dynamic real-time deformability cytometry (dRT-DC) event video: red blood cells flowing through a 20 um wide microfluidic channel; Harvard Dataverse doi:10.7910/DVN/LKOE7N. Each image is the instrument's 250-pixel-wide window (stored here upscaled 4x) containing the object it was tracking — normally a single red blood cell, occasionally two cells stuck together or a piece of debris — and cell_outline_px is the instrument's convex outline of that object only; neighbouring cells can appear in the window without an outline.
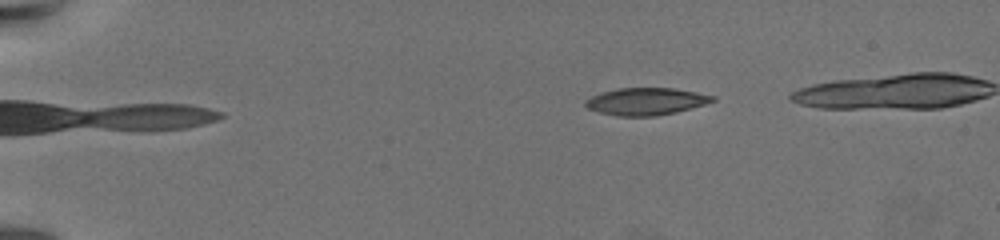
{"species": "common noctule bat (a hibernating species)", "species_latin": "Nyctalus noctula", "temperature_condition": "warm", "stored_images_in_passage": 50, "camera_frame_rate_fps": 3000, "um_per_image_px": 0.085, "animal": {"sex": "female", "body_mass_g": 19.5, "forearm_length_mm": 54.1}, "frame": {"image": 1, "passage_image": 1, "time_ms": 0.0, "image_size_px": [1000, 240], "cell_outline_px": [[716, 100], [704, 104], [672, 112], [652, 116], [620, 116], [600, 112], [588, 108], [584, 104], [584, 100], [592, 96], [616, 88], [672, 88], [696, 92], [716, 96]], "centroid_in_image_um": [54.89, 8.61], "position_along_channel_um": 30.1, "area_um2": 19.77}}
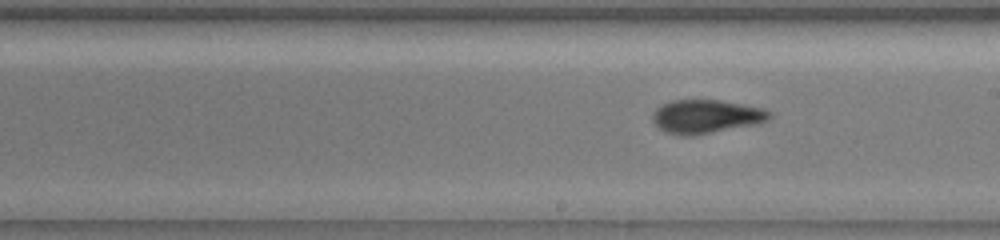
{"frame": {"image": 2, "passage_image": 28, "time_ms": 9.0, "image_size_px": [1000, 240], "cell_outline_px": [[772, 116], [768, 120], [692, 136], [680, 136], [664, 132], [652, 120], [652, 116], [656, 108], [672, 100], [720, 100], [760, 108], [772, 112]], "centroid_in_image_um": [59.95, 9.9], "position_along_channel_um": 229.1, "area_um2": 22.37}}
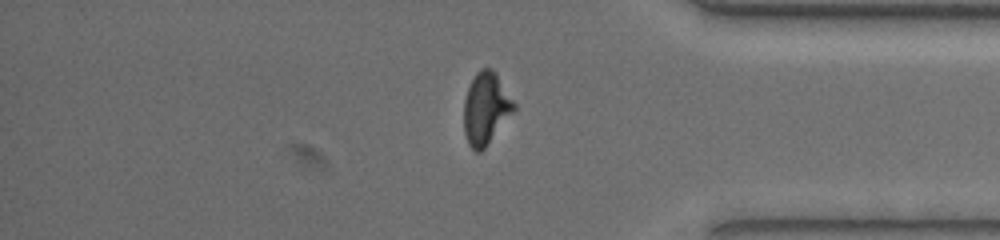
{"frame": {"image": 3, "passage_image": 44, "time_ms": 14.333, "image_size_px": [1000, 240], "cell_outline_px": [[516, 108], [484, 148], [480, 152], [476, 152], [468, 144], [464, 132], [464, 100], [468, 88], [476, 72], [480, 68], [492, 68], [496, 72], [516, 104]], "centroid_in_image_um": [41.29, 9.19], "position_along_channel_um": 393.9, "area_um2": 20.87}}